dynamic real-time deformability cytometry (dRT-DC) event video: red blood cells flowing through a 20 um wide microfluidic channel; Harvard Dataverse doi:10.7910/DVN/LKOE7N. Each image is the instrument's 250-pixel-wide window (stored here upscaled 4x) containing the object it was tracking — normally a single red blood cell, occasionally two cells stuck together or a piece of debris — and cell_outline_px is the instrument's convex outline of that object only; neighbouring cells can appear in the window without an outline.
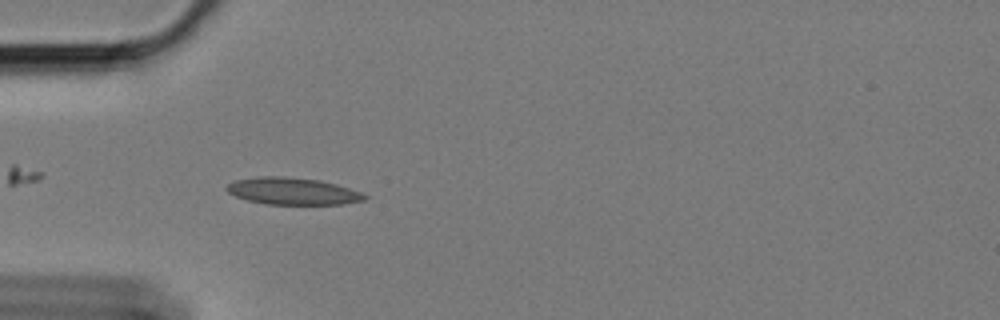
{"species": "Egyptian fruit bat (a non-hibernating species)", "species_latin": "Rousettus aegyptiacus", "temperature_condition": "cold", "stored_images_in_passage": 4, "camera_frame_rate_fps": 3000, "um_per_image_px": 0.085, "animal": {"sex": "female"}, "frame": {"image": 1, "passage_image": 1, "time_ms": 0.0, "image_size_px": [1000, 320], "cell_outline_px": [[368, 196], [364, 200], [340, 204], [264, 204], [248, 200], [236, 196], [228, 192], [224, 188], [228, 184], [236, 180], [260, 176], [284, 176], [320, 180], [336, 184], [360, 192]], "centroid_in_image_um": [24.85, 16.24], "position_along_channel_um": 60.2, "area_um2": 21.56}}
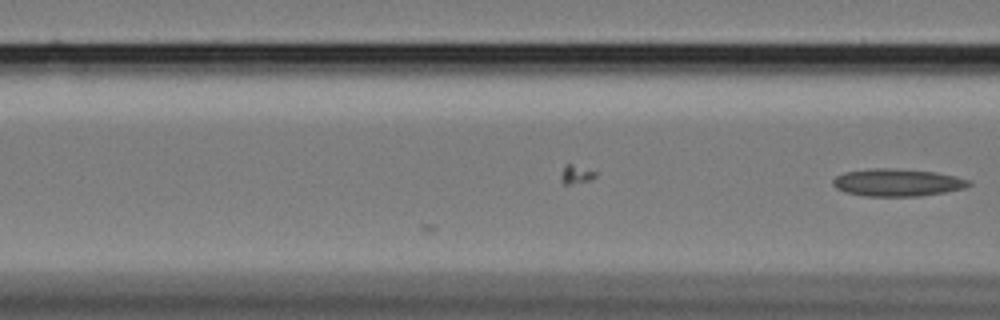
{"frame": {"image": 2, "passage_image": 4, "time_ms": 1.0, "image_size_px": [1000, 320], "cell_outline_px": [[972, 184], [964, 188], [944, 192], [920, 196], [864, 196], [844, 192], [836, 188], [832, 184], [832, 180], [836, 176], [844, 172], [876, 168], [884, 168], [936, 172], [956, 176], [968, 180]], "centroid_in_image_um": [76.24, 15.52], "position_along_channel_um": 90.4, "area_um2": 21.62}}